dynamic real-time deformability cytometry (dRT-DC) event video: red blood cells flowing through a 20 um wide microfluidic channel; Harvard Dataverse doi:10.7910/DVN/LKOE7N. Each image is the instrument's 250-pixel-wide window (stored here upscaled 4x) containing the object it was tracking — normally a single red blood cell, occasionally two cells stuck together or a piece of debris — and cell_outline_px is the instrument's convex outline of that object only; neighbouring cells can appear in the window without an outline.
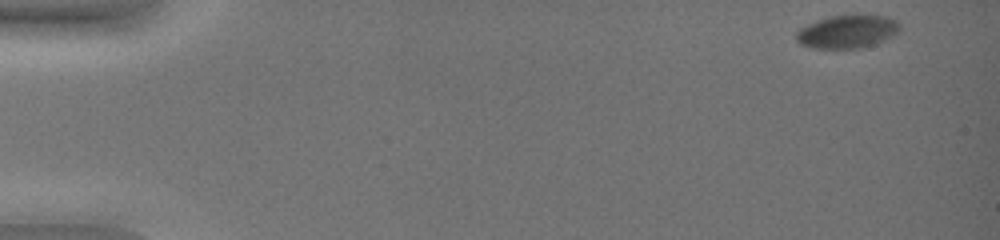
{"species": "common noctule bat (a hibernating species)", "species_latin": "Nyctalus noctula", "temperature_condition": "warm", "stored_images_in_passage": 51, "camera_frame_rate_fps": 3000, "um_per_image_px": 0.085, "animal": {"sex": "female", "body_mass_g": 19.0, "forearm_length_mm": 51.5}, "frame": {"image": 1, "passage_image": 1, "time_ms": 0.0, "image_size_px": [1000, 240], "cell_outline_px": [[900, 28], [892, 36], [872, 44], [860, 48], [816, 48], [800, 44], [796, 40], [796, 32], [800, 28], [808, 24], [828, 16], [888, 16], [896, 20], [900, 24]], "centroid_in_image_um": [71.99, 2.69], "position_along_channel_um": 13.0, "area_um2": 19.54}}
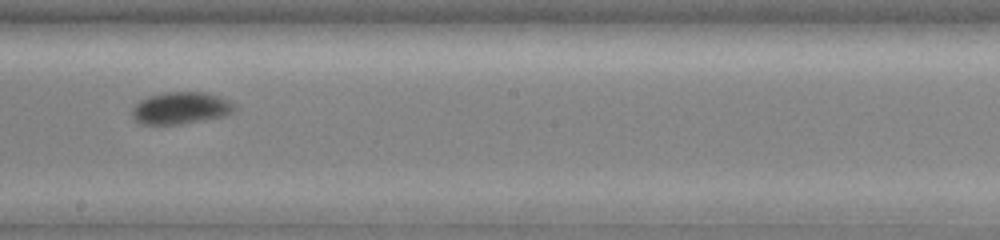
{"frame": {"image": 2, "passage_image": 31, "time_ms": 10.0, "image_size_px": [1000, 240], "cell_outline_px": [[240, 108], [224, 116], [180, 124], [140, 124], [132, 120], [132, 108], [140, 100], [148, 96], [164, 92], [204, 92], [228, 100], [236, 104]], "centroid_in_image_um": [15.36, 9.19], "position_along_channel_um": 232.8, "area_um2": 19.25}}
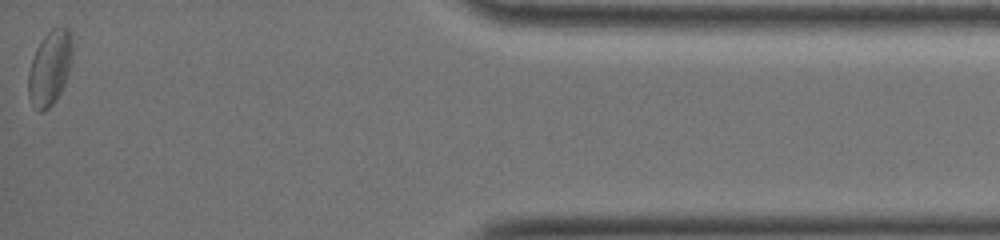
{"frame": {"image": 3, "passage_image": 51, "time_ms": 16.667, "image_size_px": [1000, 240], "cell_outline_px": [[72, 52], [68, 72], [64, 84], [56, 100], [48, 108], [40, 112], [28, 96], [28, 72], [36, 48], [44, 36], [52, 28], [68, 28], [72, 40]], "centroid_in_image_um": [4.23, 5.76], "position_along_channel_um": 431.0, "area_um2": 18.79}, "authors_computed_cell_mechanics": {"area_um2": 19.9988, "velocity_mm_per_s": 3.6894, "shape_relaxation_time_tau1_ms": 3.7655, "shape_relaxation_time_tau2_ms": 1.3182, "deformation_change_tau1": 0.0472, "deformation_change_tau2": 0.0361}}